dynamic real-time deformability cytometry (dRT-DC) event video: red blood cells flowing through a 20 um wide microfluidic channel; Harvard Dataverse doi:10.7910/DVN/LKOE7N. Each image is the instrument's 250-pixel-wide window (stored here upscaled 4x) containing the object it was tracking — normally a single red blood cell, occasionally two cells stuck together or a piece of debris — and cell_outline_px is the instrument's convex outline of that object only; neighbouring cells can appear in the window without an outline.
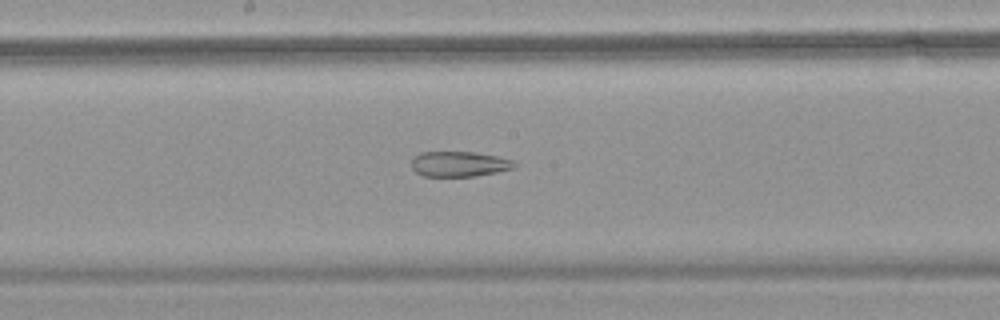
{"species": "common noctule bat (a hibernating species)", "species_latin": "Nyctalus noctula", "temperature_condition": "warm", "stored_images_in_passage": 58, "segment_of_instrument_passage": [2, 2], "camera_frame_rate_fps": 3000, "um_per_image_px": 0.085, "animal": {"sex": "female", "body_mass_g": 18.4}, "frame": {"image": 1, "passage_image": 32, "time_ms": 10.333, "image_size_px": [1000, 320], "cell_outline_px": [[516, 168], [476, 176], [424, 176], [416, 172], [412, 168], [412, 156], [420, 152], [476, 152], [496, 156], [512, 160], [516, 164]], "centroid_in_image_um": [39.02, 13.93], "position_along_channel_um": 209.2, "area_um2": 15.2}}
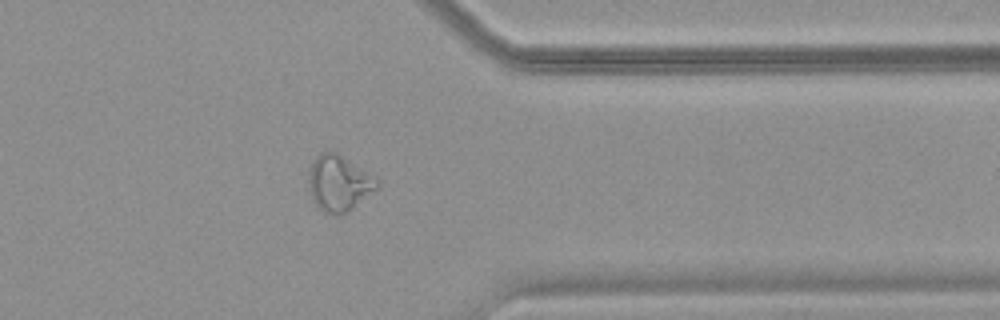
{"frame": {"image": 2, "passage_image": 47, "time_ms": 15.333, "image_size_px": [1000, 320], "cell_outline_px": [[380, 184], [376, 188], [348, 212], [340, 216], [336, 216], [324, 212], [316, 208], [312, 200], [308, 188], [308, 176], [312, 160], [320, 152], [328, 148], [336, 152], [368, 172], [380, 180]], "centroid_in_image_um": [28.75, 15.57], "position_along_channel_um": 382.6, "area_um2": 22.72}}
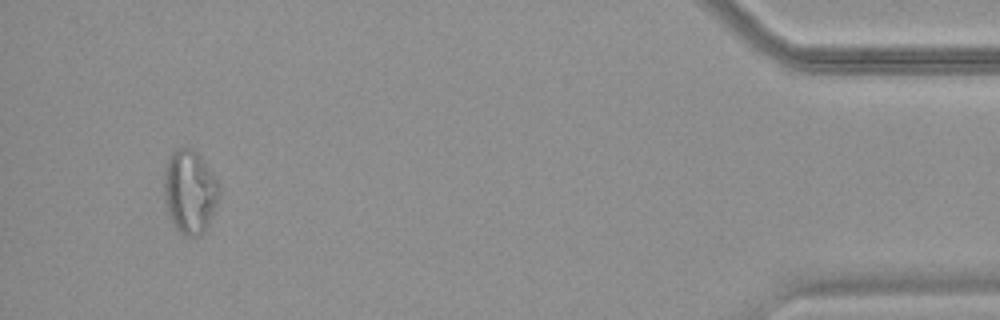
{"frame": {"image": 3, "passage_image": 55, "time_ms": 18.0, "image_size_px": [1000, 320], "cell_outline_px": [[220, 192], [216, 204], [208, 224], [204, 232], [200, 236], [184, 236], [176, 228], [168, 216], [164, 200], [164, 168], [172, 152], [176, 148], [192, 148], [200, 156], [220, 184]], "centroid_in_image_um": [16.12, 16.3], "position_along_channel_um": 419.1, "area_um2": 26.93}}